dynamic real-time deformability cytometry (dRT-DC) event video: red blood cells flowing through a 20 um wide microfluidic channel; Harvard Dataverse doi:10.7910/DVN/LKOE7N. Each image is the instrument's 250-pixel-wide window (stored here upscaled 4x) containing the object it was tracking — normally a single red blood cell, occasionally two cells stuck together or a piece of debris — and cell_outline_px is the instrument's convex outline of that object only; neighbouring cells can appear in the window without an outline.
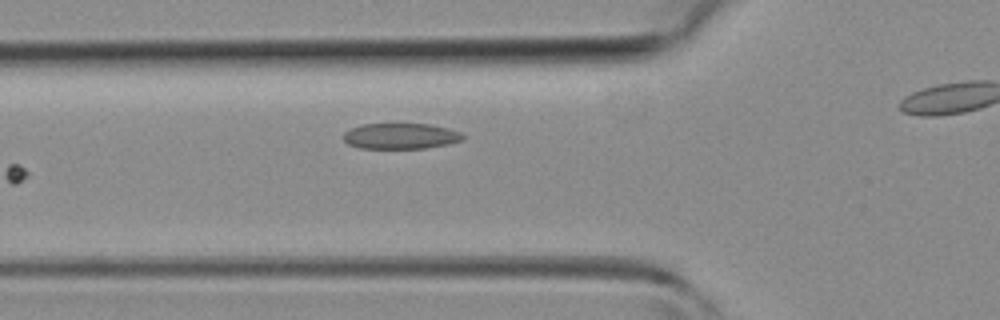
{"species": "common noctule bat (a hibernating species)", "species_latin": "Nyctalus noctula", "temperature_condition": "room temperature", "stored_images_in_passage": 30, "camera_frame_rate_fps": 3000, "um_per_image_px": 0.085, "animal": {"sex": "female", "body_mass_g": 19.3, "forearm_length_mm": 54.1}, "frame": {"image": 1, "passage_image": 2, "time_ms": 0.333, "image_size_px": [1000, 320], "cell_outline_px": [[464, 140], [448, 144], [428, 148], [360, 148], [348, 144], [344, 140], [344, 132], [352, 128], [364, 124], [432, 124], [448, 128], [460, 132], [464, 136]], "centroid_in_image_um": [34.09, 11.57], "position_along_channel_um": 91.7, "area_um2": 17.92}}